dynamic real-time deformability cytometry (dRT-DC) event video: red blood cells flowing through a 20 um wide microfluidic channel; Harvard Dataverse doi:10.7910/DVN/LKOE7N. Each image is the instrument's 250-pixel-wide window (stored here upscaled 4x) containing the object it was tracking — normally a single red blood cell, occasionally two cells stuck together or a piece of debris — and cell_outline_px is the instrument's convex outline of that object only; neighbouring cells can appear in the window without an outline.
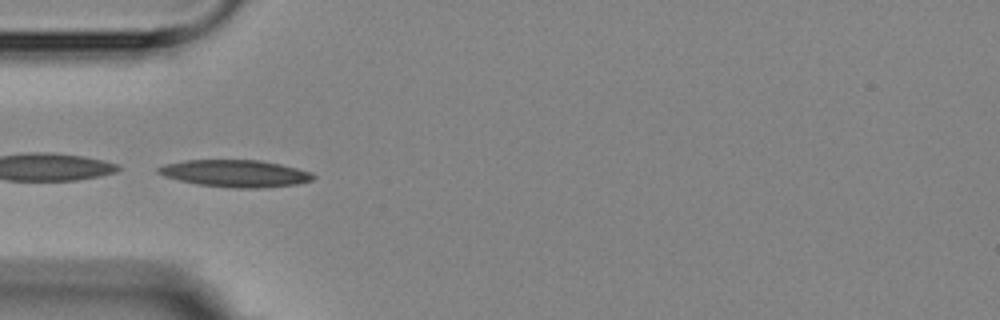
{"species": "Egyptian fruit bat (a non-hibernating species)", "species_latin": "Rousettus aegyptiacus", "temperature_condition": "room temperature", "stored_images_in_passage": 5, "camera_frame_rate_fps": 3000, "um_per_image_px": 0.085, "animal": {"sex": "female"}, "frame": {"image": 1, "passage_image": 4, "time_ms": 3.667, "image_size_px": [1000, 320], "cell_outline_px": [[316, 176], [312, 180], [296, 184], [264, 188], [232, 188], [196, 184], [164, 176], [156, 172], [156, 168], [164, 164], [188, 160], [260, 160], [280, 164], [312, 172]], "centroid_in_image_um": [20.0, 14.74], "position_along_channel_um": 65.0, "area_um2": 24.51}}